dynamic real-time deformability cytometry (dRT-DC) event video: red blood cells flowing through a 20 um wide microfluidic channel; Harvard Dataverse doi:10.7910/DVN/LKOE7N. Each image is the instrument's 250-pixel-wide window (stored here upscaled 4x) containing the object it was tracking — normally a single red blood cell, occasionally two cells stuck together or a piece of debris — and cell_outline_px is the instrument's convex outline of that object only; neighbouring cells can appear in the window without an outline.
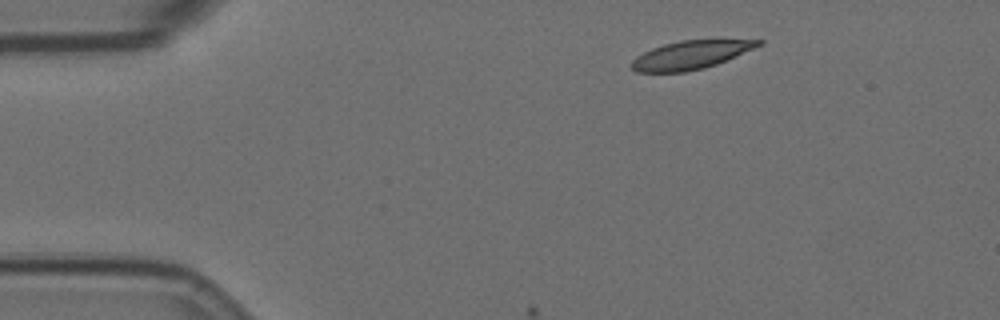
{"species": "Egyptian fruit bat (a non-hibernating species)", "species_latin": "Rousettus aegyptiacus", "temperature_condition": "room temperature", "stored_images_in_passage": 4, "camera_frame_rate_fps": 3000, "um_per_image_px": 0.085, "animal": {"sex": "female"}, "frame": {"image": 1, "passage_image": 1, "time_ms": 0.0, "image_size_px": [1000, 320], "cell_outline_px": [[764, 44], [716, 64], [704, 68], [684, 72], [636, 72], [632, 68], [632, 60], [636, 56], [652, 48], [664, 44], [680, 40], [764, 40]], "centroid_in_image_um": [58.69, 4.67], "position_along_channel_um": 26.3, "area_um2": 20.75}}